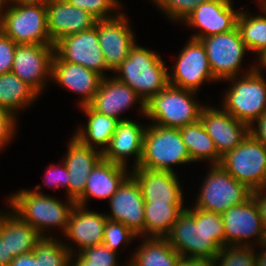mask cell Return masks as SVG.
<instances>
[{"label": "cell", "instance_id": "cell-1", "mask_svg": "<svg viewBox=\"0 0 266 266\" xmlns=\"http://www.w3.org/2000/svg\"><path fill=\"white\" fill-rule=\"evenodd\" d=\"M165 238L181 257L214 259L225 247L223 219L219 213L187 205Z\"/></svg>", "mask_w": 266, "mask_h": 266}, {"label": "cell", "instance_id": "cell-2", "mask_svg": "<svg viewBox=\"0 0 266 266\" xmlns=\"http://www.w3.org/2000/svg\"><path fill=\"white\" fill-rule=\"evenodd\" d=\"M5 197L6 205L42 237H54L55 233L52 234L51 231L55 229H59L58 233L61 234L55 237H62L67 230L70 214L76 205L72 199L65 197L62 200L56 195L40 194L32 188L30 190L20 188Z\"/></svg>", "mask_w": 266, "mask_h": 266}, {"label": "cell", "instance_id": "cell-3", "mask_svg": "<svg viewBox=\"0 0 266 266\" xmlns=\"http://www.w3.org/2000/svg\"><path fill=\"white\" fill-rule=\"evenodd\" d=\"M161 57L160 53L136 42L112 75L132 88L146 103L169 85L168 65Z\"/></svg>", "mask_w": 266, "mask_h": 266}, {"label": "cell", "instance_id": "cell-4", "mask_svg": "<svg viewBox=\"0 0 266 266\" xmlns=\"http://www.w3.org/2000/svg\"><path fill=\"white\" fill-rule=\"evenodd\" d=\"M197 96L195 91L168 85L145 103L146 120L161 127L178 129L197 122L206 105Z\"/></svg>", "mask_w": 266, "mask_h": 266}, {"label": "cell", "instance_id": "cell-5", "mask_svg": "<svg viewBox=\"0 0 266 266\" xmlns=\"http://www.w3.org/2000/svg\"><path fill=\"white\" fill-rule=\"evenodd\" d=\"M258 67L252 72L226 79L220 106L248 126L266 111V76ZM231 83V84H230Z\"/></svg>", "mask_w": 266, "mask_h": 266}, {"label": "cell", "instance_id": "cell-6", "mask_svg": "<svg viewBox=\"0 0 266 266\" xmlns=\"http://www.w3.org/2000/svg\"><path fill=\"white\" fill-rule=\"evenodd\" d=\"M191 163L193 162L182 140L180 129L148 123L143 137L139 168L178 173V166Z\"/></svg>", "mask_w": 266, "mask_h": 266}, {"label": "cell", "instance_id": "cell-7", "mask_svg": "<svg viewBox=\"0 0 266 266\" xmlns=\"http://www.w3.org/2000/svg\"><path fill=\"white\" fill-rule=\"evenodd\" d=\"M0 31L17 44L54 45L46 19V0L0 8Z\"/></svg>", "mask_w": 266, "mask_h": 266}, {"label": "cell", "instance_id": "cell-8", "mask_svg": "<svg viewBox=\"0 0 266 266\" xmlns=\"http://www.w3.org/2000/svg\"><path fill=\"white\" fill-rule=\"evenodd\" d=\"M205 172L198 194L187 204L209 212L223 214L232 206L245 203L252 197V190L234 179L220 165H209Z\"/></svg>", "mask_w": 266, "mask_h": 266}, {"label": "cell", "instance_id": "cell-9", "mask_svg": "<svg viewBox=\"0 0 266 266\" xmlns=\"http://www.w3.org/2000/svg\"><path fill=\"white\" fill-rule=\"evenodd\" d=\"M200 41L205 47L212 74L219 83L248 74L257 68L256 60L243 66L249 50L237 26L229 32L204 37Z\"/></svg>", "mask_w": 266, "mask_h": 266}, {"label": "cell", "instance_id": "cell-10", "mask_svg": "<svg viewBox=\"0 0 266 266\" xmlns=\"http://www.w3.org/2000/svg\"><path fill=\"white\" fill-rule=\"evenodd\" d=\"M179 51L175 63L168 65L169 85L199 93L204 84L219 83L200 40L189 38Z\"/></svg>", "mask_w": 266, "mask_h": 266}, {"label": "cell", "instance_id": "cell-11", "mask_svg": "<svg viewBox=\"0 0 266 266\" xmlns=\"http://www.w3.org/2000/svg\"><path fill=\"white\" fill-rule=\"evenodd\" d=\"M219 165L252 191L266 188V147L250 134Z\"/></svg>", "mask_w": 266, "mask_h": 266}, {"label": "cell", "instance_id": "cell-12", "mask_svg": "<svg viewBox=\"0 0 266 266\" xmlns=\"http://www.w3.org/2000/svg\"><path fill=\"white\" fill-rule=\"evenodd\" d=\"M235 0H207L196 8L180 23L192 30L189 36L200 40L204 37L226 33L237 26L241 8L234 7Z\"/></svg>", "mask_w": 266, "mask_h": 266}, {"label": "cell", "instance_id": "cell-13", "mask_svg": "<svg viewBox=\"0 0 266 266\" xmlns=\"http://www.w3.org/2000/svg\"><path fill=\"white\" fill-rule=\"evenodd\" d=\"M54 54V45L17 44L11 72L42 96L51 84Z\"/></svg>", "mask_w": 266, "mask_h": 266}, {"label": "cell", "instance_id": "cell-14", "mask_svg": "<svg viewBox=\"0 0 266 266\" xmlns=\"http://www.w3.org/2000/svg\"><path fill=\"white\" fill-rule=\"evenodd\" d=\"M225 231V246L258 247L265 242V230L259 209L251 197L241 205L232 206L221 214Z\"/></svg>", "mask_w": 266, "mask_h": 266}, {"label": "cell", "instance_id": "cell-15", "mask_svg": "<svg viewBox=\"0 0 266 266\" xmlns=\"http://www.w3.org/2000/svg\"><path fill=\"white\" fill-rule=\"evenodd\" d=\"M55 53L65 62L80 64L103 78L112 72L106 65L98 41V21L87 31L66 36L55 45Z\"/></svg>", "mask_w": 266, "mask_h": 266}, {"label": "cell", "instance_id": "cell-16", "mask_svg": "<svg viewBox=\"0 0 266 266\" xmlns=\"http://www.w3.org/2000/svg\"><path fill=\"white\" fill-rule=\"evenodd\" d=\"M124 11L116 18L98 21V41L107 67L113 72L129 55L138 39Z\"/></svg>", "mask_w": 266, "mask_h": 266}, {"label": "cell", "instance_id": "cell-17", "mask_svg": "<svg viewBox=\"0 0 266 266\" xmlns=\"http://www.w3.org/2000/svg\"><path fill=\"white\" fill-rule=\"evenodd\" d=\"M110 75L102 79L100 87L89 105L95 111L119 121L130 119V117H126L125 113L132 108H136L137 112L139 111L138 115L145 118L143 99L128 85L112 74Z\"/></svg>", "mask_w": 266, "mask_h": 266}, {"label": "cell", "instance_id": "cell-18", "mask_svg": "<svg viewBox=\"0 0 266 266\" xmlns=\"http://www.w3.org/2000/svg\"><path fill=\"white\" fill-rule=\"evenodd\" d=\"M106 221L105 213L76 204L70 214L67 230L61 237L70 254H78L88 247L101 244Z\"/></svg>", "mask_w": 266, "mask_h": 266}, {"label": "cell", "instance_id": "cell-19", "mask_svg": "<svg viewBox=\"0 0 266 266\" xmlns=\"http://www.w3.org/2000/svg\"><path fill=\"white\" fill-rule=\"evenodd\" d=\"M107 219L126 225L138 237H144L145 215L141 188L130 174L108 201Z\"/></svg>", "mask_w": 266, "mask_h": 266}, {"label": "cell", "instance_id": "cell-20", "mask_svg": "<svg viewBox=\"0 0 266 266\" xmlns=\"http://www.w3.org/2000/svg\"><path fill=\"white\" fill-rule=\"evenodd\" d=\"M217 106L206 103L200 112V121L212 138L217 153L223 157L248 136L249 126Z\"/></svg>", "mask_w": 266, "mask_h": 266}, {"label": "cell", "instance_id": "cell-21", "mask_svg": "<svg viewBox=\"0 0 266 266\" xmlns=\"http://www.w3.org/2000/svg\"><path fill=\"white\" fill-rule=\"evenodd\" d=\"M103 77L80 64L63 61L56 53L52 60L51 83L77 95L76 106L89 105ZM79 95V96H78ZM79 99V100H78Z\"/></svg>", "mask_w": 266, "mask_h": 266}, {"label": "cell", "instance_id": "cell-22", "mask_svg": "<svg viewBox=\"0 0 266 266\" xmlns=\"http://www.w3.org/2000/svg\"><path fill=\"white\" fill-rule=\"evenodd\" d=\"M119 121L110 143L102 153V158L115 164L133 169L139 166L143 151V137L148 123L140 120ZM130 158V159H129ZM133 164L129 165V160Z\"/></svg>", "mask_w": 266, "mask_h": 266}, {"label": "cell", "instance_id": "cell-23", "mask_svg": "<svg viewBox=\"0 0 266 266\" xmlns=\"http://www.w3.org/2000/svg\"><path fill=\"white\" fill-rule=\"evenodd\" d=\"M131 175L141 188L145 204H185L187 201L178 173L136 167Z\"/></svg>", "mask_w": 266, "mask_h": 266}, {"label": "cell", "instance_id": "cell-24", "mask_svg": "<svg viewBox=\"0 0 266 266\" xmlns=\"http://www.w3.org/2000/svg\"><path fill=\"white\" fill-rule=\"evenodd\" d=\"M47 30L55 45L62 38L92 29L96 19L66 0H46Z\"/></svg>", "mask_w": 266, "mask_h": 266}, {"label": "cell", "instance_id": "cell-25", "mask_svg": "<svg viewBox=\"0 0 266 266\" xmlns=\"http://www.w3.org/2000/svg\"><path fill=\"white\" fill-rule=\"evenodd\" d=\"M66 153L61 161L69 173V199L77 201L84 193L86 182L93 167L102 158V153L83 145L73 135L67 142Z\"/></svg>", "mask_w": 266, "mask_h": 266}, {"label": "cell", "instance_id": "cell-26", "mask_svg": "<svg viewBox=\"0 0 266 266\" xmlns=\"http://www.w3.org/2000/svg\"><path fill=\"white\" fill-rule=\"evenodd\" d=\"M130 174L131 169L101 158L91 170L84 193L76 204L87 207L91 199L109 201Z\"/></svg>", "mask_w": 266, "mask_h": 266}, {"label": "cell", "instance_id": "cell-27", "mask_svg": "<svg viewBox=\"0 0 266 266\" xmlns=\"http://www.w3.org/2000/svg\"><path fill=\"white\" fill-rule=\"evenodd\" d=\"M78 109L87 118L83 125L78 124L76 126L72 135L83 145L103 153L110 143L119 120L95 111L90 105H84Z\"/></svg>", "mask_w": 266, "mask_h": 266}, {"label": "cell", "instance_id": "cell-28", "mask_svg": "<svg viewBox=\"0 0 266 266\" xmlns=\"http://www.w3.org/2000/svg\"><path fill=\"white\" fill-rule=\"evenodd\" d=\"M5 206L7 209H0V237L6 239L9 253L15 257L32 252L42 236L15 214L6 203Z\"/></svg>", "mask_w": 266, "mask_h": 266}, {"label": "cell", "instance_id": "cell-29", "mask_svg": "<svg viewBox=\"0 0 266 266\" xmlns=\"http://www.w3.org/2000/svg\"><path fill=\"white\" fill-rule=\"evenodd\" d=\"M140 242L132 249L126 262L132 266H178L181 256L166 238L138 237Z\"/></svg>", "mask_w": 266, "mask_h": 266}, {"label": "cell", "instance_id": "cell-30", "mask_svg": "<svg viewBox=\"0 0 266 266\" xmlns=\"http://www.w3.org/2000/svg\"><path fill=\"white\" fill-rule=\"evenodd\" d=\"M70 256L61 237H42L32 252L15 256L10 266H69Z\"/></svg>", "mask_w": 266, "mask_h": 266}, {"label": "cell", "instance_id": "cell-31", "mask_svg": "<svg viewBox=\"0 0 266 266\" xmlns=\"http://www.w3.org/2000/svg\"><path fill=\"white\" fill-rule=\"evenodd\" d=\"M41 97L31 86L13 72L0 74V106L13 113L18 119L26 109Z\"/></svg>", "mask_w": 266, "mask_h": 266}, {"label": "cell", "instance_id": "cell-32", "mask_svg": "<svg viewBox=\"0 0 266 266\" xmlns=\"http://www.w3.org/2000/svg\"><path fill=\"white\" fill-rule=\"evenodd\" d=\"M237 28L249 52L254 54L256 62L266 54V6H259L260 13L240 6Z\"/></svg>", "mask_w": 266, "mask_h": 266}, {"label": "cell", "instance_id": "cell-33", "mask_svg": "<svg viewBox=\"0 0 266 266\" xmlns=\"http://www.w3.org/2000/svg\"><path fill=\"white\" fill-rule=\"evenodd\" d=\"M181 137L191 157L195 163L219 165L221 157L216 151L212 138L206 132L204 125L200 121L188 124L179 128Z\"/></svg>", "mask_w": 266, "mask_h": 266}, {"label": "cell", "instance_id": "cell-34", "mask_svg": "<svg viewBox=\"0 0 266 266\" xmlns=\"http://www.w3.org/2000/svg\"><path fill=\"white\" fill-rule=\"evenodd\" d=\"M186 208L187 204H145L144 237L165 238Z\"/></svg>", "mask_w": 266, "mask_h": 266}, {"label": "cell", "instance_id": "cell-35", "mask_svg": "<svg viewBox=\"0 0 266 266\" xmlns=\"http://www.w3.org/2000/svg\"><path fill=\"white\" fill-rule=\"evenodd\" d=\"M256 247L229 245L221 248L214 258L215 266H255Z\"/></svg>", "mask_w": 266, "mask_h": 266}, {"label": "cell", "instance_id": "cell-36", "mask_svg": "<svg viewBox=\"0 0 266 266\" xmlns=\"http://www.w3.org/2000/svg\"><path fill=\"white\" fill-rule=\"evenodd\" d=\"M71 5L83 9L97 21L116 18L124 9L121 0H66ZM121 8V9H120Z\"/></svg>", "mask_w": 266, "mask_h": 266}, {"label": "cell", "instance_id": "cell-37", "mask_svg": "<svg viewBox=\"0 0 266 266\" xmlns=\"http://www.w3.org/2000/svg\"><path fill=\"white\" fill-rule=\"evenodd\" d=\"M207 0H151L150 3L157 8L165 19L175 25L180 24L195 8Z\"/></svg>", "mask_w": 266, "mask_h": 266}, {"label": "cell", "instance_id": "cell-38", "mask_svg": "<svg viewBox=\"0 0 266 266\" xmlns=\"http://www.w3.org/2000/svg\"><path fill=\"white\" fill-rule=\"evenodd\" d=\"M137 238L138 236L123 223L107 219L102 243L112 251L120 254L121 251L119 250H122L125 246L128 247Z\"/></svg>", "mask_w": 266, "mask_h": 266}, {"label": "cell", "instance_id": "cell-39", "mask_svg": "<svg viewBox=\"0 0 266 266\" xmlns=\"http://www.w3.org/2000/svg\"><path fill=\"white\" fill-rule=\"evenodd\" d=\"M42 178L44 183L35 185L32 190L45 194V192H42V187L46 185L51 190H66L65 197L69 198V173L63 161H60L58 164L49 163Z\"/></svg>", "mask_w": 266, "mask_h": 266}, {"label": "cell", "instance_id": "cell-40", "mask_svg": "<svg viewBox=\"0 0 266 266\" xmlns=\"http://www.w3.org/2000/svg\"><path fill=\"white\" fill-rule=\"evenodd\" d=\"M78 255L89 263V266H124L127 263L125 261V263L121 264L119 254L103 243L88 247L78 253Z\"/></svg>", "mask_w": 266, "mask_h": 266}, {"label": "cell", "instance_id": "cell-41", "mask_svg": "<svg viewBox=\"0 0 266 266\" xmlns=\"http://www.w3.org/2000/svg\"><path fill=\"white\" fill-rule=\"evenodd\" d=\"M19 120L13 113L0 106V154L10 143L12 144L11 141L19 133Z\"/></svg>", "mask_w": 266, "mask_h": 266}, {"label": "cell", "instance_id": "cell-42", "mask_svg": "<svg viewBox=\"0 0 266 266\" xmlns=\"http://www.w3.org/2000/svg\"><path fill=\"white\" fill-rule=\"evenodd\" d=\"M17 43L0 31V74L11 72Z\"/></svg>", "mask_w": 266, "mask_h": 266}, {"label": "cell", "instance_id": "cell-43", "mask_svg": "<svg viewBox=\"0 0 266 266\" xmlns=\"http://www.w3.org/2000/svg\"><path fill=\"white\" fill-rule=\"evenodd\" d=\"M249 134L266 147V111L249 125Z\"/></svg>", "mask_w": 266, "mask_h": 266}, {"label": "cell", "instance_id": "cell-44", "mask_svg": "<svg viewBox=\"0 0 266 266\" xmlns=\"http://www.w3.org/2000/svg\"><path fill=\"white\" fill-rule=\"evenodd\" d=\"M252 198L256 202L260 217L262 219L263 227L266 233V188L254 190Z\"/></svg>", "mask_w": 266, "mask_h": 266}, {"label": "cell", "instance_id": "cell-45", "mask_svg": "<svg viewBox=\"0 0 266 266\" xmlns=\"http://www.w3.org/2000/svg\"><path fill=\"white\" fill-rule=\"evenodd\" d=\"M178 266H215L214 259L181 257Z\"/></svg>", "mask_w": 266, "mask_h": 266}, {"label": "cell", "instance_id": "cell-46", "mask_svg": "<svg viewBox=\"0 0 266 266\" xmlns=\"http://www.w3.org/2000/svg\"><path fill=\"white\" fill-rule=\"evenodd\" d=\"M13 258V254L9 253L6 239L0 237V266H10Z\"/></svg>", "mask_w": 266, "mask_h": 266}, {"label": "cell", "instance_id": "cell-47", "mask_svg": "<svg viewBox=\"0 0 266 266\" xmlns=\"http://www.w3.org/2000/svg\"><path fill=\"white\" fill-rule=\"evenodd\" d=\"M255 266H266V245L262 244L256 247V262Z\"/></svg>", "mask_w": 266, "mask_h": 266}, {"label": "cell", "instance_id": "cell-48", "mask_svg": "<svg viewBox=\"0 0 266 266\" xmlns=\"http://www.w3.org/2000/svg\"><path fill=\"white\" fill-rule=\"evenodd\" d=\"M69 266H89V263L84 261L78 254L70 256Z\"/></svg>", "mask_w": 266, "mask_h": 266}, {"label": "cell", "instance_id": "cell-49", "mask_svg": "<svg viewBox=\"0 0 266 266\" xmlns=\"http://www.w3.org/2000/svg\"><path fill=\"white\" fill-rule=\"evenodd\" d=\"M257 67L266 73V54L257 61Z\"/></svg>", "mask_w": 266, "mask_h": 266}, {"label": "cell", "instance_id": "cell-50", "mask_svg": "<svg viewBox=\"0 0 266 266\" xmlns=\"http://www.w3.org/2000/svg\"><path fill=\"white\" fill-rule=\"evenodd\" d=\"M41 0H7V4H16V3H28V2H38Z\"/></svg>", "mask_w": 266, "mask_h": 266}, {"label": "cell", "instance_id": "cell-51", "mask_svg": "<svg viewBox=\"0 0 266 266\" xmlns=\"http://www.w3.org/2000/svg\"><path fill=\"white\" fill-rule=\"evenodd\" d=\"M253 2H256L258 4L257 7L266 6V0H255Z\"/></svg>", "mask_w": 266, "mask_h": 266}, {"label": "cell", "instance_id": "cell-52", "mask_svg": "<svg viewBox=\"0 0 266 266\" xmlns=\"http://www.w3.org/2000/svg\"><path fill=\"white\" fill-rule=\"evenodd\" d=\"M7 5V0H0V8Z\"/></svg>", "mask_w": 266, "mask_h": 266}, {"label": "cell", "instance_id": "cell-53", "mask_svg": "<svg viewBox=\"0 0 266 266\" xmlns=\"http://www.w3.org/2000/svg\"><path fill=\"white\" fill-rule=\"evenodd\" d=\"M124 266H132L129 262H127Z\"/></svg>", "mask_w": 266, "mask_h": 266}]
</instances>
